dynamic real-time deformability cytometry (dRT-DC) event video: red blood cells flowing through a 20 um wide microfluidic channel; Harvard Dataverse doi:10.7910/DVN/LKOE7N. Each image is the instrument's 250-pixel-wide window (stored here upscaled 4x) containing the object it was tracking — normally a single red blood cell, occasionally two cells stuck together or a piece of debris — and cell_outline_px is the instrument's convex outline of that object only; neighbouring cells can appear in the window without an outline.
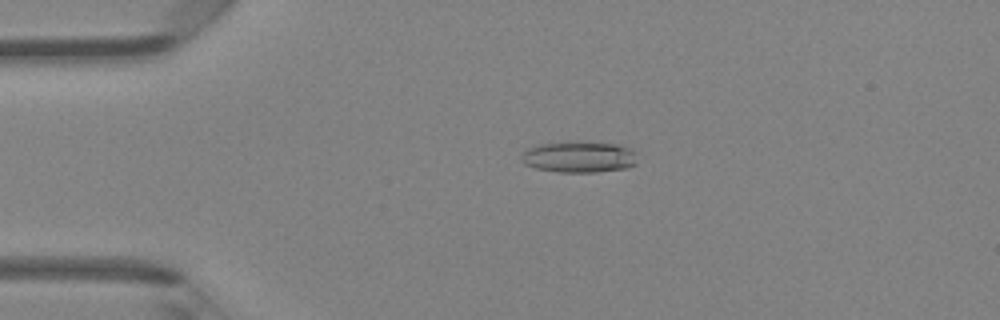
{"species": "Egyptian fruit bat (a non-hibernating species)", "species_latin": "Rousettus aegyptiacus", "temperature_condition": "room temperature", "stored_images_in_passage": 48, "camera_frame_rate_fps": 3000, "um_per_image_px": 0.085, "animal": {"sex": "female"}, "frame": {"image": 1, "passage_image": 11, "time_ms": 3.333, "image_size_px": [1000, 320], "cell_outline_px": [[636, 164], [628, 168], [596, 172], [560, 172], [536, 168], [524, 164], [520, 160], [520, 156], [528, 148], [540, 144], [568, 140], [616, 144], [632, 148], [636, 152]], "centroid_in_image_um": [49.23, 13.32], "position_along_channel_um": 35.8, "area_um2": 21.56}}
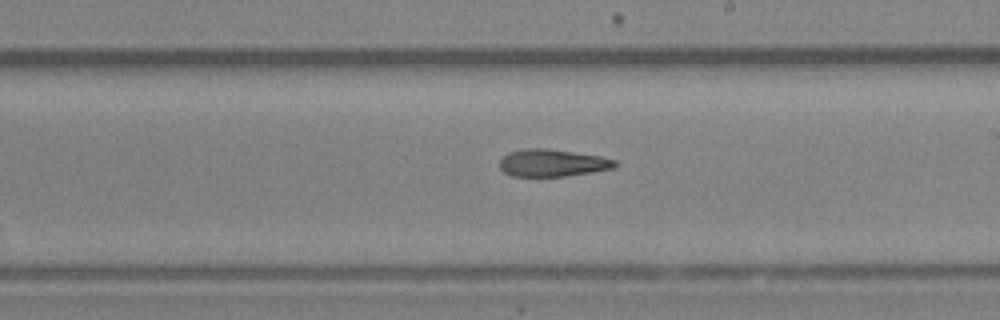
{"frame": {"image": 2, "passage_image": 28, "time_ms": 9.0, "image_size_px": [1000, 320], "cell_outline_px": [[616, 168], [568, 176], [512, 176], [504, 172], [500, 168], [500, 160], [508, 152], [524, 148], [544, 148], [600, 156], [616, 160]], "centroid_in_image_um": [46.95, 13.85], "position_along_channel_um": 242.0, "area_um2": 18.32}}
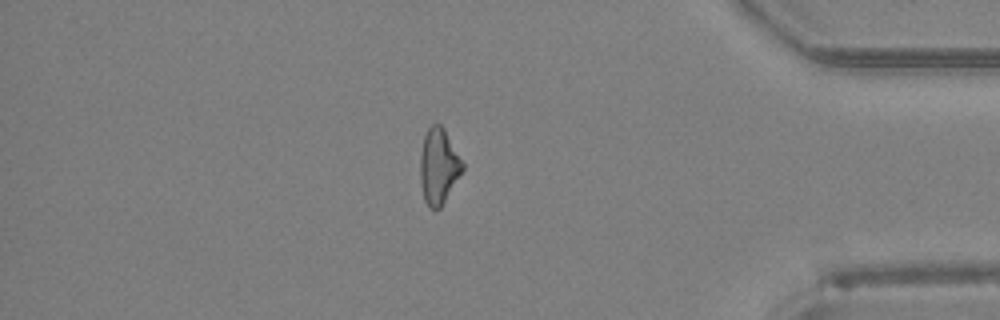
{"frame": {"image": 3, "passage_image": 41, "time_ms": 13.333, "image_size_px": [1000, 320], "cell_outline_px": [[464, 168], [440, 208], [428, 208], [424, 200], [420, 180], [420, 156], [424, 136], [428, 128], [432, 124], [440, 124], [444, 128], [464, 164]], "centroid_in_image_um": [37.27, 14.12], "position_along_channel_um": 397.9, "area_um2": 18.44}, "authors_computed_cell_mechanics": {"area_um2": 19.5653, "velocity_mm_per_s": 4.3183, "shape_relaxation_time_tau1_ms": 8.9001, "shape_relaxation_time_tau2_ms": 6.958, "deformation_change_tau1": 0.2205, "deformation_change_tau2": 0.2128}}